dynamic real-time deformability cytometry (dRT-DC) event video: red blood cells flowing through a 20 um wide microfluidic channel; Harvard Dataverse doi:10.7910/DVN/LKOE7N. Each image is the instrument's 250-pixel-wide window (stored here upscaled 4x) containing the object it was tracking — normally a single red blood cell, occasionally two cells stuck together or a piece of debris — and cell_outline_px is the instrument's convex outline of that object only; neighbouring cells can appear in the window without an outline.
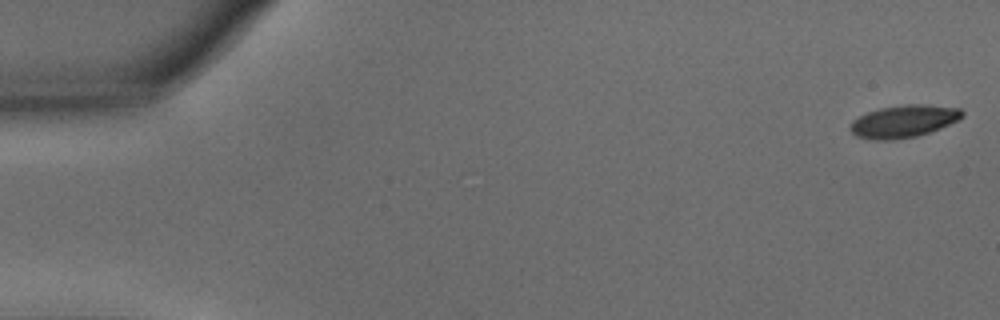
{"species": "common noctule bat (a hibernating species)", "species_latin": "Nyctalus noctula", "temperature_condition": "warm", "stored_images_in_passage": 14, "camera_frame_rate_fps": 3000, "um_per_image_px": 0.085, "animal": {"sex": "male", "body_mass_g": 15.6}, "frame": {"image": 1, "passage_image": 1, "time_ms": 0.0, "image_size_px": [1000, 320], "cell_outline_px": [[964, 116], [960, 120], [940, 128], [916, 136], [884, 140], [876, 140], [856, 136], [852, 132], [852, 120], [868, 112], [880, 108], [904, 104], [928, 104], [960, 108], [964, 112]], "centroid_in_image_um": [76.87, 10.28], "position_along_channel_um": 8.1, "area_um2": 20.98}}
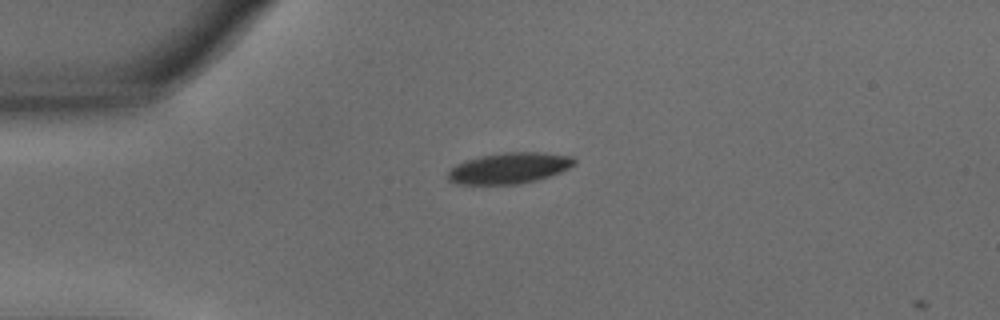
{"frame": {"image": 2, "passage_image": 13, "time_ms": 4.0, "image_size_px": [1000, 320], "cell_outline_px": [[576, 164], [560, 172], [536, 180], [520, 184], [460, 184], [448, 180], [448, 172], [456, 164], [464, 160], [480, 156], [504, 152], [544, 152], [572, 156], [576, 160]], "centroid_in_image_um": [43.3, 14.28], "position_along_channel_um": 41.7, "area_um2": 22.83}}